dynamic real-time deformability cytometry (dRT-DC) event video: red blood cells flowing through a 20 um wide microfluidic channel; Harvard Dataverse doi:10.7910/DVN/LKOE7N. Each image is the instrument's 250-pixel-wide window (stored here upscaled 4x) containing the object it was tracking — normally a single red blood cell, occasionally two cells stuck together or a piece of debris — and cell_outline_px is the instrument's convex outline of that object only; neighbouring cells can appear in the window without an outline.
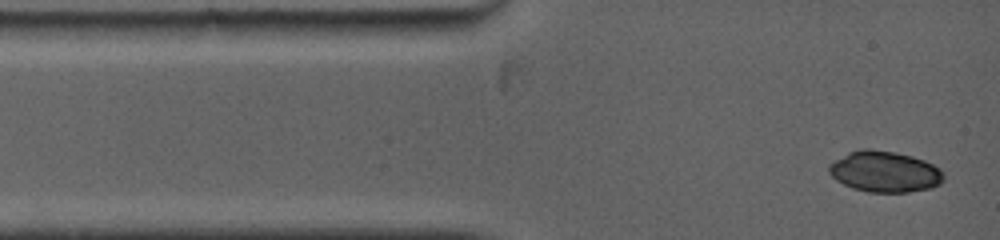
{"species": "common noctule bat (a hibernating species)", "species_latin": "Nyctalus noctula", "temperature_condition": "warm", "stored_images_in_passage": 22, "camera_frame_rate_fps": 5000, "um_per_image_px": 0.085, "animal": {"sex": "female", "body_mass_g": 19.0, "forearm_length_mm": 53.3}, "frame": {"image": 1, "passage_image": 1, "time_ms": 0.0, "image_size_px": [1000, 240], "cell_outline_px": [[944, 180], [940, 184], [932, 188], [908, 192], [868, 192], [852, 188], [836, 180], [828, 172], [828, 164], [848, 152], [864, 148], [868, 148], [896, 152], [912, 156], [924, 160], [940, 168], [944, 172]], "centroid_in_image_um": [75.21, 14.59], "position_along_channel_um": 9.8, "area_um2": 27.69}}
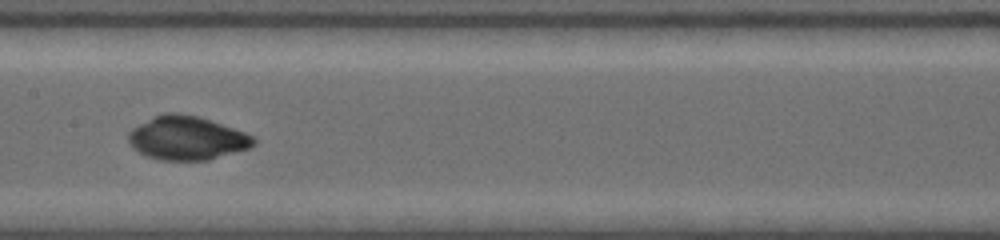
{"frame": {"image": 2, "passage_image": 13, "time_ms": 5.6, "image_size_px": [1000, 240], "cell_outline_px": [[256, 144], [248, 148], [208, 160], [160, 160], [148, 156], [132, 148], [128, 140], [128, 132], [132, 128], [152, 116], [164, 112], [176, 112], [200, 116], [244, 132], [252, 136], [256, 140]], "centroid_in_image_um": [15.85, 11.72], "position_along_channel_um": 191.5, "area_um2": 31.96}}
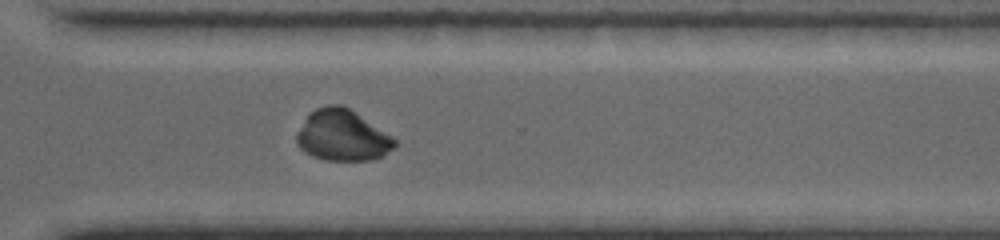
{"frame": {"image": 3, "passage_image": 22, "time_ms": 9.4, "image_size_px": [1000, 240], "cell_outline_px": [[396, 144], [392, 148], [380, 156], [372, 160], [328, 160], [316, 156], [300, 148], [296, 144], [296, 132], [308, 116], [316, 108], [328, 104], [340, 104], [348, 108], [392, 136], [396, 140]], "centroid_in_image_um": [29.08, 11.5], "position_along_channel_um": 341.5, "area_um2": 28.55}}